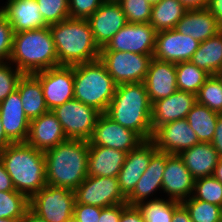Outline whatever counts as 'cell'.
I'll list each match as a JSON object with an SVG mask.
<instances>
[{"label": "cell", "instance_id": "6da1fadb", "mask_svg": "<svg viewBox=\"0 0 222 222\" xmlns=\"http://www.w3.org/2000/svg\"><path fill=\"white\" fill-rule=\"evenodd\" d=\"M44 156L47 185L75 190L88 176L89 141L68 139Z\"/></svg>", "mask_w": 222, "mask_h": 222}, {"label": "cell", "instance_id": "7a4b0ae2", "mask_svg": "<svg viewBox=\"0 0 222 222\" xmlns=\"http://www.w3.org/2000/svg\"><path fill=\"white\" fill-rule=\"evenodd\" d=\"M106 114L121 126L136 132L144 141L151 140L152 104L144 82L116 85Z\"/></svg>", "mask_w": 222, "mask_h": 222}, {"label": "cell", "instance_id": "3957f363", "mask_svg": "<svg viewBox=\"0 0 222 222\" xmlns=\"http://www.w3.org/2000/svg\"><path fill=\"white\" fill-rule=\"evenodd\" d=\"M0 160L15 190L29 199L47 185L43 151L27 143H12L0 154Z\"/></svg>", "mask_w": 222, "mask_h": 222}, {"label": "cell", "instance_id": "277c9868", "mask_svg": "<svg viewBox=\"0 0 222 222\" xmlns=\"http://www.w3.org/2000/svg\"><path fill=\"white\" fill-rule=\"evenodd\" d=\"M49 29L59 65L73 66L99 59L100 48L94 41L87 19L68 18L49 25Z\"/></svg>", "mask_w": 222, "mask_h": 222}, {"label": "cell", "instance_id": "5b68a950", "mask_svg": "<svg viewBox=\"0 0 222 222\" xmlns=\"http://www.w3.org/2000/svg\"><path fill=\"white\" fill-rule=\"evenodd\" d=\"M9 61L23 74L59 66L49 26L14 33Z\"/></svg>", "mask_w": 222, "mask_h": 222}, {"label": "cell", "instance_id": "8992f818", "mask_svg": "<svg viewBox=\"0 0 222 222\" xmlns=\"http://www.w3.org/2000/svg\"><path fill=\"white\" fill-rule=\"evenodd\" d=\"M74 98L106 113L114 97L116 84L105 65L98 59L73 65Z\"/></svg>", "mask_w": 222, "mask_h": 222}, {"label": "cell", "instance_id": "52a82bcc", "mask_svg": "<svg viewBox=\"0 0 222 222\" xmlns=\"http://www.w3.org/2000/svg\"><path fill=\"white\" fill-rule=\"evenodd\" d=\"M153 55L133 52L100 50L99 60L116 85L145 81Z\"/></svg>", "mask_w": 222, "mask_h": 222}, {"label": "cell", "instance_id": "ba28073f", "mask_svg": "<svg viewBox=\"0 0 222 222\" xmlns=\"http://www.w3.org/2000/svg\"><path fill=\"white\" fill-rule=\"evenodd\" d=\"M75 202L74 190L46 185L29 199V208L47 222H67Z\"/></svg>", "mask_w": 222, "mask_h": 222}, {"label": "cell", "instance_id": "9c48e42d", "mask_svg": "<svg viewBox=\"0 0 222 222\" xmlns=\"http://www.w3.org/2000/svg\"><path fill=\"white\" fill-rule=\"evenodd\" d=\"M52 112L60 122L67 139L89 141L98 116L95 108L73 98L55 107Z\"/></svg>", "mask_w": 222, "mask_h": 222}, {"label": "cell", "instance_id": "30bf717a", "mask_svg": "<svg viewBox=\"0 0 222 222\" xmlns=\"http://www.w3.org/2000/svg\"><path fill=\"white\" fill-rule=\"evenodd\" d=\"M74 193L75 203L80 204L106 208L127 203L117 177L87 176Z\"/></svg>", "mask_w": 222, "mask_h": 222}, {"label": "cell", "instance_id": "8fae6325", "mask_svg": "<svg viewBox=\"0 0 222 222\" xmlns=\"http://www.w3.org/2000/svg\"><path fill=\"white\" fill-rule=\"evenodd\" d=\"M33 75L40 81L49 110L74 98L73 66L59 65Z\"/></svg>", "mask_w": 222, "mask_h": 222}, {"label": "cell", "instance_id": "7c38bea8", "mask_svg": "<svg viewBox=\"0 0 222 222\" xmlns=\"http://www.w3.org/2000/svg\"><path fill=\"white\" fill-rule=\"evenodd\" d=\"M142 142L144 140L136 132L121 126L106 113H101L89 139V146H105L129 153Z\"/></svg>", "mask_w": 222, "mask_h": 222}, {"label": "cell", "instance_id": "4fadbf2b", "mask_svg": "<svg viewBox=\"0 0 222 222\" xmlns=\"http://www.w3.org/2000/svg\"><path fill=\"white\" fill-rule=\"evenodd\" d=\"M156 34L150 23H127L100 50L153 55Z\"/></svg>", "mask_w": 222, "mask_h": 222}, {"label": "cell", "instance_id": "5bb4252c", "mask_svg": "<svg viewBox=\"0 0 222 222\" xmlns=\"http://www.w3.org/2000/svg\"><path fill=\"white\" fill-rule=\"evenodd\" d=\"M200 42L190 35H183L175 28L156 34L153 58L174 64L190 61Z\"/></svg>", "mask_w": 222, "mask_h": 222}, {"label": "cell", "instance_id": "9a60e30c", "mask_svg": "<svg viewBox=\"0 0 222 222\" xmlns=\"http://www.w3.org/2000/svg\"><path fill=\"white\" fill-rule=\"evenodd\" d=\"M151 141L158 151L179 154L199 143L186 118L166 123L153 131Z\"/></svg>", "mask_w": 222, "mask_h": 222}, {"label": "cell", "instance_id": "2e32d148", "mask_svg": "<svg viewBox=\"0 0 222 222\" xmlns=\"http://www.w3.org/2000/svg\"><path fill=\"white\" fill-rule=\"evenodd\" d=\"M95 43L101 49L128 22L116 0H105L87 19Z\"/></svg>", "mask_w": 222, "mask_h": 222}, {"label": "cell", "instance_id": "e0dca14e", "mask_svg": "<svg viewBox=\"0 0 222 222\" xmlns=\"http://www.w3.org/2000/svg\"><path fill=\"white\" fill-rule=\"evenodd\" d=\"M195 178L177 154L166 153L162 190L168 198L182 202L192 196Z\"/></svg>", "mask_w": 222, "mask_h": 222}, {"label": "cell", "instance_id": "ac0fdd59", "mask_svg": "<svg viewBox=\"0 0 222 222\" xmlns=\"http://www.w3.org/2000/svg\"><path fill=\"white\" fill-rule=\"evenodd\" d=\"M158 150L151 140L142 142L137 148L127 153L124 164L117 175L120 191L127 197L148 168L151 157Z\"/></svg>", "mask_w": 222, "mask_h": 222}, {"label": "cell", "instance_id": "d6986e66", "mask_svg": "<svg viewBox=\"0 0 222 222\" xmlns=\"http://www.w3.org/2000/svg\"><path fill=\"white\" fill-rule=\"evenodd\" d=\"M0 118L6 137L12 143H26L30 120L27 118L17 90L0 103Z\"/></svg>", "mask_w": 222, "mask_h": 222}, {"label": "cell", "instance_id": "ffe728a7", "mask_svg": "<svg viewBox=\"0 0 222 222\" xmlns=\"http://www.w3.org/2000/svg\"><path fill=\"white\" fill-rule=\"evenodd\" d=\"M196 103V95L177 90L167 98L152 104V130L179 119H184Z\"/></svg>", "mask_w": 222, "mask_h": 222}, {"label": "cell", "instance_id": "44dd1931", "mask_svg": "<svg viewBox=\"0 0 222 222\" xmlns=\"http://www.w3.org/2000/svg\"><path fill=\"white\" fill-rule=\"evenodd\" d=\"M66 140L68 139L63 128L52 110L30 120L29 135L26 141L29 146L44 152Z\"/></svg>", "mask_w": 222, "mask_h": 222}, {"label": "cell", "instance_id": "7402d4cb", "mask_svg": "<svg viewBox=\"0 0 222 222\" xmlns=\"http://www.w3.org/2000/svg\"><path fill=\"white\" fill-rule=\"evenodd\" d=\"M151 104L175 93L176 64L152 58L144 81Z\"/></svg>", "mask_w": 222, "mask_h": 222}, {"label": "cell", "instance_id": "603a6c76", "mask_svg": "<svg viewBox=\"0 0 222 222\" xmlns=\"http://www.w3.org/2000/svg\"><path fill=\"white\" fill-rule=\"evenodd\" d=\"M0 10L5 14L14 33L48 26L36 0H7Z\"/></svg>", "mask_w": 222, "mask_h": 222}, {"label": "cell", "instance_id": "cb8c5ba5", "mask_svg": "<svg viewBox=\"0 0 222 222\" xmlns=\"http://www.w3.org/2000/svg\"><path fill=\"white\" fill-rule=\"evenodd\" d=\"M166 165V153L157 151L150 159L148 168L136 183L133 191L126 197L127 204L137 206L145 202L158 189L162 190V178Z\"/></svg>", "mask_w": 222, "mask_h": 222}, {"label": "cell", "instance_id": "d4e9b609", "mask_svg": "<svg viewBox=\"0 0 222 222\" xmlns=\"http://www.w3.org/2000/svg\"><path fill=\"white\" fill-rule=\"evenodd\" d=\"M178 155L195 179L212 176L220 158L211 143L202 142L181 151Z\"/></svg>", "mask_w": 222, "mask_h": 222}, {"label": "cell", "instance_id": "484cf974", "mask_svg": "<svg viewBox=\"0 0 222 222\" xmlns=\"http://www.w3.org/2000/svg\"><path fill=\"white\" fill-rule=\"evenodd\" d=\"M175 29L200 43L220 32L217 19L207 9L187 10Z\"/></svg>", "mask_w": 222, "mask_h": 222}, {"label": "cell", "instance_id": "4316f807", "mask_svg": "<svg viewBox=\"0 0 222 222\" xmlns=\"http://www.w3.org/2000/svg\"><path fill=\"white\" fill-rule=\"evenodd\" d=\"M127 153L105 146H89L88 176L117 177Z\"/></svg>", "mask_w": 222, "mask_h": 222}, {"label": "cell", "instance_id": "83f0119b", "mask_svg": "<svg viewBox=\"0 0 222 222\" xmlns=\"http://www.w3.org/2000/svg\"><path fill=\"white\" fill-rule=\"evenodd\" d=\"M16 90L20 94L24 112L29 120L49 111L40 81L33 74H23Z\"/></svg>", "mask_w": 222, "mask_h": 222}, {"label": "cell", "instance_id": "f1b7e54d", "mask_svg": "<svg viewBox=\"0 0 222 222\" xmlns=\"http://www.w3.org/2000/svg\"><path fill=\"white\" fill-rule=\"evenodd\" d=\"M190 61L210 75H221L222 32L201 42Z\"/></svg>", "mask_w": 222, "mask_h": 222}, {"label": "cell", "instance_id": "f546056e", "mask_svg": "<svg viewBox=\"0 0 222 222\" xmlns=\"http://www.w3.org/2000/svg\"><path fill=\"white\" fill-rule=\"evenodd\" d=\"M220 115L217 112L211 111L205 105L196 102L187 114L186 119L196 133L199 142L211 143Z\"/></svg>", "mask_w": 222, "mask_h": 222}, {"label": "cell", "instance_id": "4dcf8cb0", "mask_svg": "<svg viewBox=\"0 0 222 222\" xmlns=\"http://www.w3.org/2000/svg\"><path fill=\"white\" fill-rule=\"evenodd\" d=\"M186 11L178 0H161L153 4L149 23L157 32L174 29Z\"/></svg>", "mask_w": 222, "mask_h": 222}, {"label": "cell", "instance_id": "1f68e13d", "mask_svg": "<svg viewBox=\"0 0 222 222\" xmlns=\"http://www.w3.org/2000/svg\"><path fill=\"white\" fill-rule=\"evenodd\" d=\"M211 75L203 69L198 68L191 61L176 64V83L180 91L197 94L200 87Z\"/></svg>", "mask_w": 222, "mask_h": 222}, {"label": "cell", "instance_id": "d6a6232c", "mask_svg": "<svg viewBox=\"0 0 222 222\" xmlns=\"http://www.w3.org/2000/svg\"><path fill=\"white\" fill-rule=\"evenodd\" d=\"M181 202L155 197L137 205L145 222H172L174 209Z\"/></svg>", "mask_w": 222, "mask_h": 222}, {"label": "cell", "instance_id": "836d02e7", "mask_svg": "<svg viewBox=\"0 0 222 222\" xmlns=\"http://www.w3.org/2000/svg\"><path fill=\"white\" fill-rule=\"evenodd\" d=\"M29 209V198L17 191H0V218L17 219L24 218Z\"/></svg>", "mask_w": 222, "mask_h": 222}, {"label": "cell", "instance_id": "e575fe53", "mask_svg": "<svg viewBox=\"0 0 222 222\" xmlns=\"http://www.w3.org/2000/svg\"><path fill=\"white\" fill-rule=\"evenodd\" d=\"M196 102L222 114V75H211L196 94Z\"/></svg>", "mask_w": 222, "mask_h": 222}, {"label": "cell", "instance_id": "d590c367", "mask_svg": "<svg viewBox=\"0 0 222 222\" xmlns=\"http://www.w3.org/2000/svg\"><path fill=\"white\" fill-rule=\"evenodd\" d=\"M189 212L192 222H220L221 207L192 196L181 202Z\"/></svg>", "mask_w": 222, "mask_h": 222}, {"label": "cell", "instance_id": "8d00e7d4", "mask_svg": "<svg viewBox=\"0 0 222 222\" xmlns=\"http://www.w3.org/2000/svg\"><path fill=\"white\" fill-rule=\"evenodd\" d=\"M192 197L222 206V183L213 175L195 179Z\"/></svg>", "mask_w": 222, "mask_h": 222}, {"label": "cell", "instance_id": "74e56055", "mask_svg": "<svg viewBox=\"0 0 222 222\" xmlns=\"http://www.w3.org/2000/svg\"><path fill=\"white\" fill-rule=\"evenodd\" d=\"M44 22L49 26L70 18L69 0H36Z\"/></svg>", "mask_w": 222, "mask_h": 222}, {"label": "cell", "instance_id": "f35d334b", "mask_svg": "<svg viewBox=\"0 0 222 222\" xmlns=\"http://www.w3.org/2000/svg\"><path fill=\"white\" fill-rule=\"evenodd\" d=\"M124 12L128 23H149L152 4L148 0H116Z\"/></svg>", "mask_w": 222, "mask_h": 222}, {"label": "cell", "instance_id": "ab89813d", "mask_svg": "<svg viewBox=\"0 0 222 222\" xmlns=\"http://www.w3.org/2000/svg\"><path fill=\"white\" fill-rule=\"evenodd\" d=\"M10 61L0 62V103L13 93L23 73Z\"/></svg>", "mask_w": 222, "mask_h": 222}, {"label": "cell", "instance_id": "60d3db41", "mask_svg": "<svg viewBox=\"0 0 222 222\" xmlns=\"http://www.w3.org/2000/svg\"><path fill=\"white\" fill-rule=\"evenodd\" d=\"M13 29L9 24L5 14L0 10V62L9 61L12 43Z\"/></svg>", "mask_w": 222, "mask_h": 222}, {"label": "cell", "instance_id": "b9f144b4", "mask_svg": "<svg viewBox=\"0 0 222 222\" xmlns=\"http://www.w3.org/2000/svg\"><path fill=\"white\" fill-rule=\"evenodd\" d=\"M105 0H69L70 18L88 19Z\"/></svg>", "mask_w": 222, "mask_h": 222}, {"label": "cell", "instance_id": "7bdbcfd3", "mask_svg": "<svg viewBox=\"0 0 222 222\" xmlns=\"http://www.w3.org/2000/svg\"><path fill=\"white\" fill-rule=\"evenodd\" d=\"M102 207L75 203L73 215L82 222H98Z\"/></svg>", "mask_w": 222, "mask_h": 222}, {"label": "cell", "instance_id": "ee69618b", "mask_svg": "<svg viewBox=\"0 0 222 222\" xmlns=\"http://www.w3.org/2000/svg\"><path fill=\"white\" fill-rule=\"evenodd\" d=\"M120 222H145L142 213L137 206L122 203Z\"/></svg>", "mask_w": 222, "mask_h": 222}, {"label": "cell", "instance_id": "f6af8a7d", "mask_svg": "<svg viewBox=\"0 0 222 222\" xmlns=\"http://www.w3.org/2000/svg\"><path fill=\"white\" fill-rule=\"evenodd\" d=\"M122 203L101 210L98 222H120Z\"/></svg>", "mask_w": 222, "mask_h": 222}, {"label": "cell", "instance_id": "bcb514c9", "mask_svg": "<svg viewBox=\"0 0 222 222\" xmlns=\"http://www.w3.org/2000/svg\"><path fill=\"white\" fill-rule=\"evenodd\" d=\"M206 9L217 19L219 31L222 32V0H209Z\"/></svg>", "mask_w": 222, "mask_h": 222}, {"label": "cell", "instance_id": "7dc6e473", "mask_svg": "<svg viewBox=\"0 0 222 222\" xmlns=\"http://www.w3.org/2000/svg\"><path fill=\"white\" fill-rule=\"evenodd\" d=\"M211 144L217 150L219 157L222 158V114L218 117L214 137L211 141Z\"/></svg>", "mask_w": 222, "mask_h": 222}, {"label": "cell", "instance_id": "c3c4849f", "mask_svg": "<svg viewBox=\"0 0 222 222\" xmlns=\"http://www.w3.org/2000/svg\"><path fill=\"white\" fill-rule=\"evenodd\" d=\"M0 191H16L11 177L5 170L4 164L0 160Z\"/></svg>", "mask_w": 222, "mask_h": 222}, {"label": "cell", "instance_id": "681fc988", "mask_svg": "<svg viewBox=\"0 0 222 222\" xmlns=\"http://www.w3.org/2000/svg\"><path fill=\"white\" fill-rule=\"evenodd\" d=\"M172 222H192L189 212L182 203L174 209Z\"/></svg>", "mask_w": 222, "mask_h": 222}, {"label": "cell", "instance_id": "f907efd6", "mask_svg": "<svg viewBox=\"0 0 222 222\" xmlns=\"http://www.w3.org/2000/svg\"><path fill=\"white\" fill-rule=\"evenodd\" d=\"M186 10L206 9L209 0H178Z\"/></svg>", "mask_w": 222, "mask_h": 222}, {"label": "cell", "instance_id": "816d5d0a", "mask_svg": "<svg viewBox=\"0 0 222 222\" xmlns=\"http://www.w3.org/2000/svg\"><path fill=\"white\" fill-rule=\"evenodd\" d=\"M20 222H47L36 213H34L30 208L26 211L24 218Z\"/></svg>", "mask_w": 222, "mask_h": 222}, {"label": "cell", "instance_id": "f5cc1de1", "mask_svg": "<svg viewBox=\"0 0 222 222\" xmlns=\"http://www.w3.org/2000/svg\"><path fill=\"white\" fill-rule=\"evenodd\" d=\"M12 144V142L6 137L4 133V128L0 118V154L5 150V148Z\"/></svg>", "mask_w": 222, "mask_h": 222}, {"label": "cell", "instance_id": "db71d44e", "mask_svg": "<svg viewBox=\"0 0 222 222\" xmlns=\"http://www.w3.org/2000/svg\"><path fill=\"white\" fill-rule=\"evenodd\" d=\"M213 176L222 183V158H219V161L214 169Z\"/></svg>", "mask_w": 222, "mask_h": 222}, {"label": "cell", "instance_id": "11a10c76", "mask_svg": "<svg viewBox=\"0 0 222 222\" xmlns=\"http://www.w3.org/2000/svg\"><path fill=\"white\" fill-rule=\"evenodd\" d=\"M0 222H19L17 219L0 218Z\"/></svg>", "mask_w": 222, "mask_h": 222}, {"label": "cell", "instance_id": "9f6ffc18", "mask_svg": "<svg viewBox=\"0 0 222 222\" xmlns=\"http://www.w3.org/2000/svg\"><path fill=\"white\" fill-rule=\"evenodd\" d=\"M67 222H82V221H80L74 215H72Z\"/></svg>", "mask_w": 222, "mask_h": 222}, {"label": "cell", "instance_id": "6f0895ef", "mask_svg": "<svg viewBox=\"0 0 222 222\" xmlns=\"http://www.w3.org/2000/svg\"><path fill=\"white\" fill-rule=\"evenodd\" d=\"M161 0H148L149 3H151L152 5L153 4H156V3H159Z\"/></svg>", "mask_w": 222, "mask_h": 222}, {"label": "cell", "instance_id": "680465c9", "mask_svg": "<svg viewBox=\"0 0 222 222\" xmlns=\"http://www.w3.org/2000/svg\"><path fill=\"white\" fill-rule=\"evenodd\" d=\"M220 215H221V221H222V206H221V214Z\"/></svg>", "mask_w": 222, "mask_h": 222}]
</instances>
